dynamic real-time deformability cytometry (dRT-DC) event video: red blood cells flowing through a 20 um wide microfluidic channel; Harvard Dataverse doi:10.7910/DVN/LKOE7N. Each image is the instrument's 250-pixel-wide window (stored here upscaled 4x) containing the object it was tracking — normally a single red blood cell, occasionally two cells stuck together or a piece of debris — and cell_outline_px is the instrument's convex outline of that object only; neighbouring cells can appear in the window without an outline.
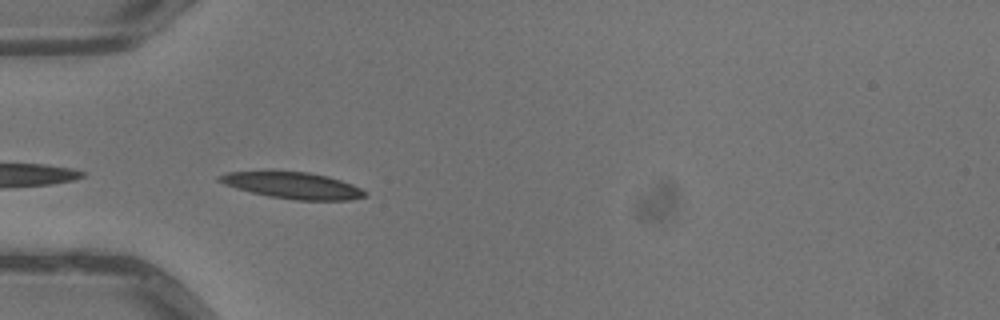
{"species": "common noctule bat (a hibernating species)", "species_latin": "Nyctalus noctula", "temperature_condition": "warm", "stored_images_in_passage": 5, "camera_frame_rate_fps": 3000, "um_per_image_px": 0.085, "animal": {"sex": "male", "body_mass_g": 13.3}, "frame": {"image": 1, "passage_image": 5, "time_ms": 1.333, "image_size_px": [1000, 320], "cell_outline_px": [[368, 196], [352, 200], [296, 200], [268, 196], [236, 188], [224, 184], [216, 180], [216, 176], [228, 172], [308, 172], [328, 176], [352, 184], [360, 188]], "centroid_in_image_um": [24.89, 15.77], "position_along_channel_um": 60.1, "area_um2": 22.2}}